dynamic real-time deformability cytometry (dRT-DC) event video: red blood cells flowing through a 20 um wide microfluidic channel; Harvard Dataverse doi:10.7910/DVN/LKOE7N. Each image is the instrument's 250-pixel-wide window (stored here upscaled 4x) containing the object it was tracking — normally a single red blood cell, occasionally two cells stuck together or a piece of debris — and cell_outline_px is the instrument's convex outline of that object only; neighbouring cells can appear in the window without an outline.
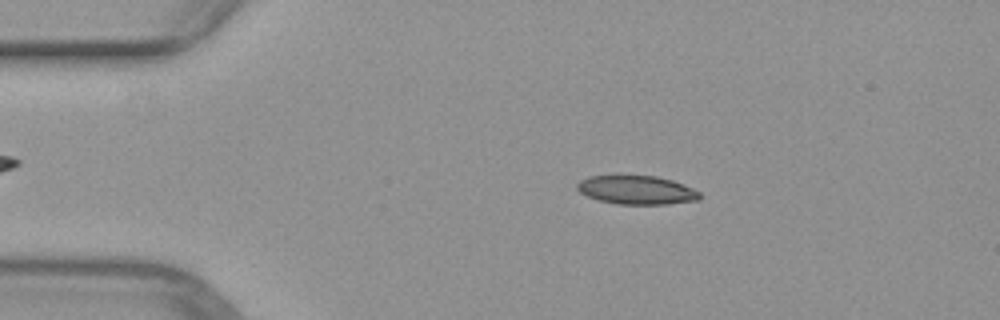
{"species": "common noctule bat (a hibernating species)", "species_latin": "Nyctalus noctula", "temperature_condition": "warm", "stored_images_in_passage": 8, "camera_frame_rate_fps": 3000, "um_per_image_px": 0.085, "animal": {"sex": "female", "body_mass_g": 29.2, "forearm_length_mm": 56.3}, "frame": {"image": 1, "passage_image": 4, "time_ms": 1.0, "image_size_px": [1000, 320], "cell_outline_px": [[700, 196], [696, 200], [668, 204], [616, 204], [600, 200], [588, 196], [580, 192], [576, 188], [576, 184], [580, 180], [588, 176], [616, 172], [656, 176], [672, 180], [692, 188], [700, 192]], "centroid_in_image_um": [54.03, 16.09], "position_along_channel_um": 31.0, "area_um2": 21.27}}